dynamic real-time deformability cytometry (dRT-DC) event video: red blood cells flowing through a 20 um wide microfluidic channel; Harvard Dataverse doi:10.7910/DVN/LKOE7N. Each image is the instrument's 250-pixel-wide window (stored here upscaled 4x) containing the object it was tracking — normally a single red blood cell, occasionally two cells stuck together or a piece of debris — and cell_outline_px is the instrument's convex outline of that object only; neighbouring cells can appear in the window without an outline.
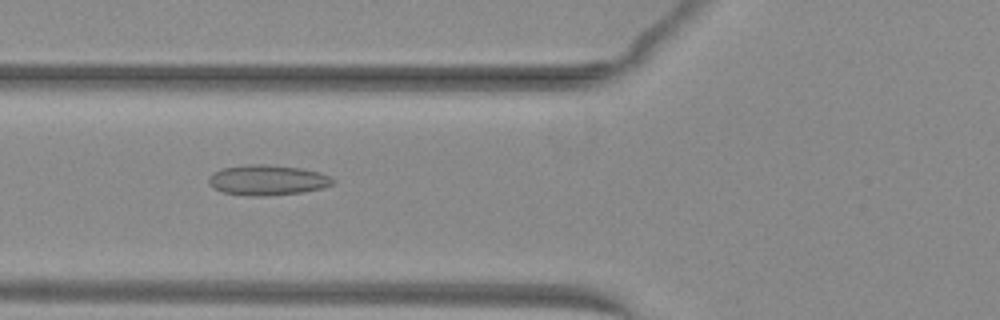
{"species": "common noctule bat (a hibernating species)", "species_latin": "Nyctalus noctula", "temperature_condition": "warm", "stored_images_in_passage": 51, "camera_frame_rate_fps": 3000, "um_per_image_px": 0.085, "animal": {"sex": "female", "body_mass_g": 29.2, "forearm_length_mm": 56.3}, "frame": {"image": 1, "passage_image": 20, "time_ms": 6.333, "image_size_px": [1000, 320], "cell_outline_px": [[336, 180], [332, 184], [320, 188], [304, 192], [268, 196], [248, 196], [224, 192], [212, 188], [208, 184], [208, 176], [212, 172], [224, 168], [248, 164], [268, 164], [300, 168], [320, 172]], "centroid_in_image_um": [22.69, 15.31], "position_along_channel_um": 103.1, "area_um2": 22.08}}
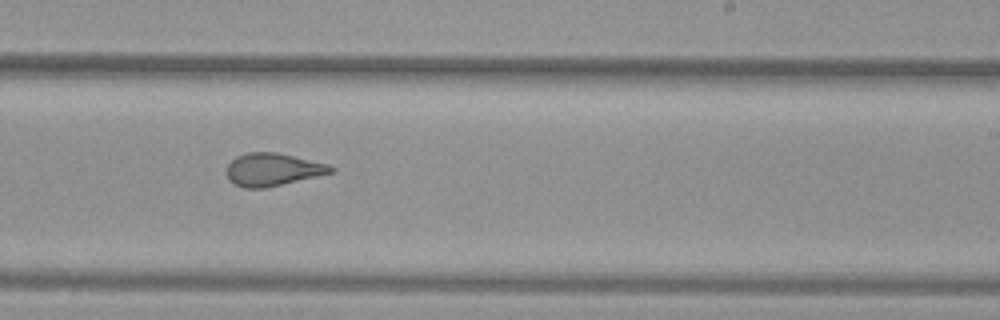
{"frame": {"image": 2, "passage_image": 32, "time_ms": 10.333, "image_size_px": [1000, 320], "cell_outline_px": [[336, 172], [264, 188], [244, 188], [228, 180], [228, 164], [236, 156], [248, 152], [276, 152], [328, 164], [336, 168]], "centroid_in_image_um": [23.21, 14.41], "position_along_channel_um": 265.8, "area_um2": 19.77}}
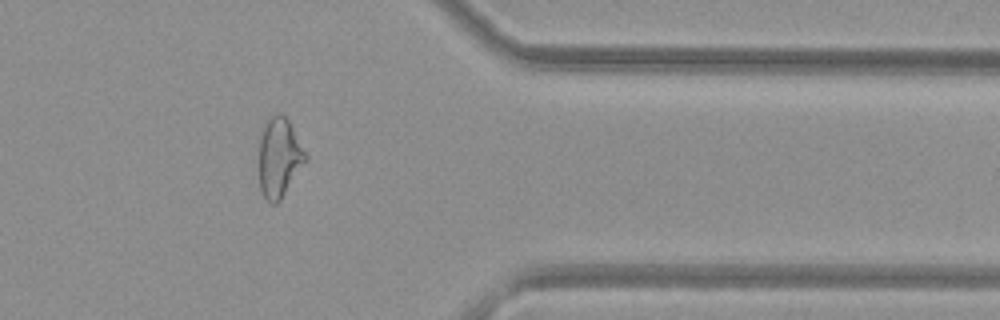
{"frame": {"image": 3, "passage_image": 42, "time_ms": 13.667, "image_size_px": [1000, 320], "cell_outline_px": [[308, 160], [280, 200], [276, 204], [272, 204], [264, 196], [260, 188], [260, 128], [268, 116], [276, 112], [280, 112], [288, 120], [308, 156]], "centroid_in_image_um": [23.74, 13.34], "position_along_channel_um": 387.7, "area_um2": 21.73}, "authors_computed_cell_mechanics": {"area_um2": 22.3686, "velocity_mm_per_s": 4.0688, "shape_relaxation_time_tau1_ms": null, "shape_relaxation_time_tau2_ms": 1.3128, "deformation_change_tau1": null, "deformation_change_tau2": 0.1037}}